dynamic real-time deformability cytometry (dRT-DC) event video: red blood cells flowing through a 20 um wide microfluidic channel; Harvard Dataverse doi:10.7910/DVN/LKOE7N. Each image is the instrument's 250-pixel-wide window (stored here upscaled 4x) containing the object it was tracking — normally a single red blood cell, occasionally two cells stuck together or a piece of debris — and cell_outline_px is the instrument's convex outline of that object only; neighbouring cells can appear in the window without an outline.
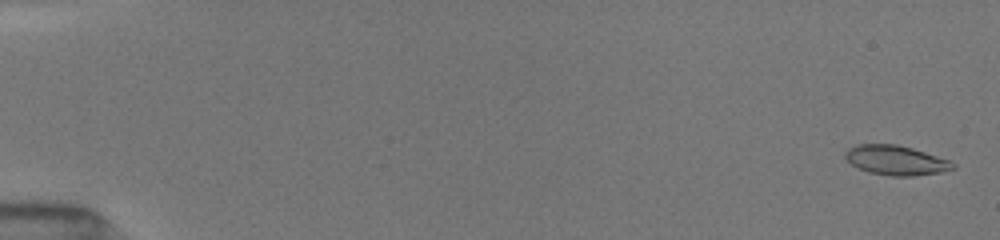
{"species": "common noctule bat (a hibernating species)", "species_latin": "Nyctalus noctula", "temperature_condition": "room temperature", "stored_images_in_passage": 52, "camera_frame_rate_fps": 3000, "um_per_image_px": 0.085, "animal": {"sex": "female", "body_mass_g": 19.5, "forearm_length_mm": 54.1}, "frame": {"image": 1, "passage_image": 2, "time_ms": 0.333, "image_size_px": [1000, 240], "cell_outline_px": [[956, 168], [940, 172], [912, 176], [892, 176], [868, 172], [852, 164], [844, 156], [844, 152], [848, 148], [856, 144], [896, 144], [912, 148], [948, 160], [956, 164]], "centroid_in_image_um": [76.13, 13.62], "position_along_channel_um": 8.9, "area_um2": 18.44}}
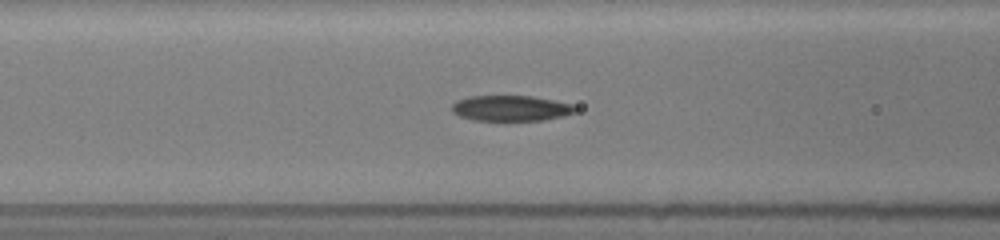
{"frame": {"image": 2, "passage_image": 23, "time_ms": 7.333, "image_size_px": [1000, 240], "cell_outline_px": [[576, 112], [564, 116], [544, 120], [476, 120], [460, 116], [452, 112], [452, 104], [456, 100], [468, 96], [532, 96], [572, 104], [576, 108]], "centroid_in_image_um": [43.41, 9.19], "position_along_channel_um": 123.2, "area_um2": 18.32}}
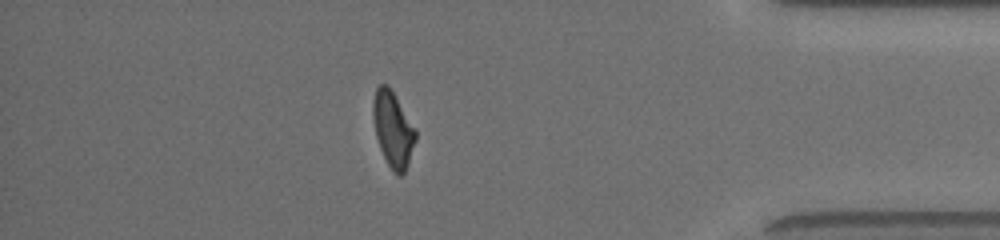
{"frame": {"image": 3, "passage_image": 46, "time_ms": 15.0, "image_size_px": [1000, 240], "cell_outline_px": [[416, 140], [408, 164], [404, 172], [400, 176], [396, 176], [392, 172], [380, 148], [376, 136], [372, 116], [372, 100], [376, 88], [380, 84], [388, 84], [416, 132]], "centroid_in_image_um": [33.37, 11.01], "position_along_channel_um": 401.8, "area_um2": 18.5}, "authors_computed_cell_mechanics": {"area_um2": 18.8717, "velocity_mm_per_s": 4.0415, "shape_relaxation_time_tau1_ms": 7.4227, "shape_relaxation_time_tau2_ms": 2.625, "deformation_change_tau1": 0.2352, "deformation_change_tau2": 0.095}}